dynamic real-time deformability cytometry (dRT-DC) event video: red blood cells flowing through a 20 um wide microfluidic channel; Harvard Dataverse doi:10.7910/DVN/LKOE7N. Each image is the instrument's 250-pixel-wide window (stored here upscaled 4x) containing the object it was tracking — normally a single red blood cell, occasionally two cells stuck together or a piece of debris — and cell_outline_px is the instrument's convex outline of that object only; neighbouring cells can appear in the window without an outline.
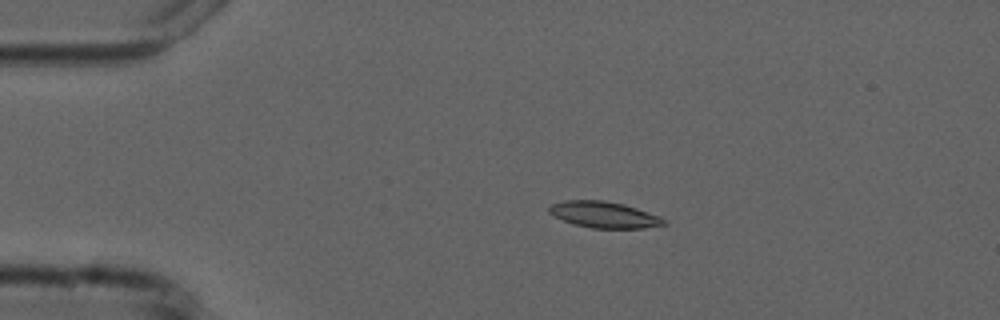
{"species": "common noctule bat (a hibernating species)", "species_latin": "Nyctalus noctula", "temperature_condition": "cold", "stored_images_in_passage": 5, "camera_frame_rate_fps": 3000, "um_per_image_px": 0.085, "animal": {"sex": "male", "forearm_length_mm": 52.5}, "frame": {"image": 1, "passage_image": 4, "time_ms": 3.333, "image_size_px": [1000, 320], "cell_outline_px": [[668, 224], [644, 228], [592, 228], [576, 224], [552, 216], [548, 212], [548, 208], [552, 204], [564, 200], [604, 200], [624, 204], [660, 216], [668, 220]], "centroid_in_image_um": [51.37, 18.24], "position_along_channel_um": 33.6, "area_um2": 17.63}}